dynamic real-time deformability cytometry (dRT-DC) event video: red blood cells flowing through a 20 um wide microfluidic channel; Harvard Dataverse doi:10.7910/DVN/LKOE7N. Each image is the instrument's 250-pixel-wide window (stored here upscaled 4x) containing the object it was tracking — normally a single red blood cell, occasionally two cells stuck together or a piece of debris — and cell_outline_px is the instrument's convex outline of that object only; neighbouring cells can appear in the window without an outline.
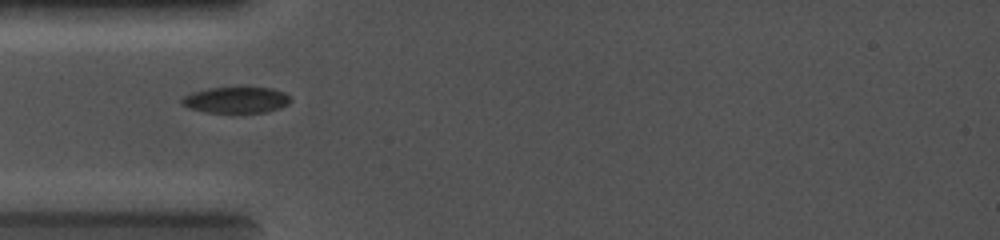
{"species": "common noctule bat (a hibernating species)", "species_latin": "Nyctalus noctula", "temperature_condition": "cold", "stored_images_in_passage": 28, "camera_frame_rate_fps": 5000, "um_per_image_px": 0.085, "animal": {"sex": "female", "body_mass_g": 19.0, "forearm_length_mm": 56.7}, "frame": {"image": 1, "passage_image": 1, "time_ms": 0.0, "image_size_px": [1000, 240], "cell_outline_px": [[292, 100], [288, 104], [280, 108], [264, 112], [232, 116], [204, 112], [188, 108], [180, 104], [180, 100], [184, 96], [192, 92], [208, 88], [272, 88], [284, 92]], "centroid_in_image_um": [20.03, 8.56], "position_along_channel_um": 65.0, "area_um2": 17.34}}
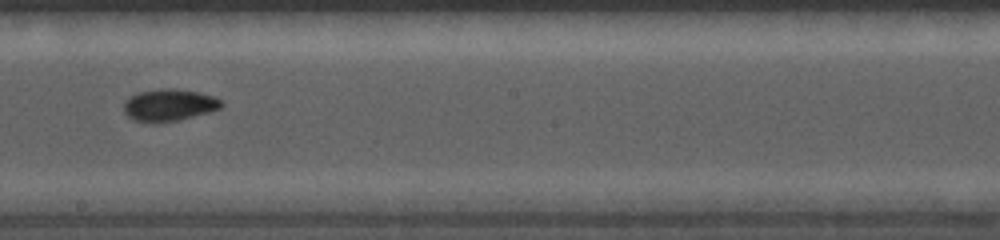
{"frame": {"image": 2, "passage_image": 11, "time_ms": 3.6, "image_size_px": [1000, 240], "cell_outline_px": [[224, 104], [220, 108], [208, 112], [180, 120], [156, 124], [132, 120], [124, 112], [124, 100], [136, 92], [160, 88], [176, 88], [200, 92], [216, 96]], "centroid_in_image_um": [14.35, 8.93], "position_along_channel_um": 233.9, "area_um2": 18.73}}
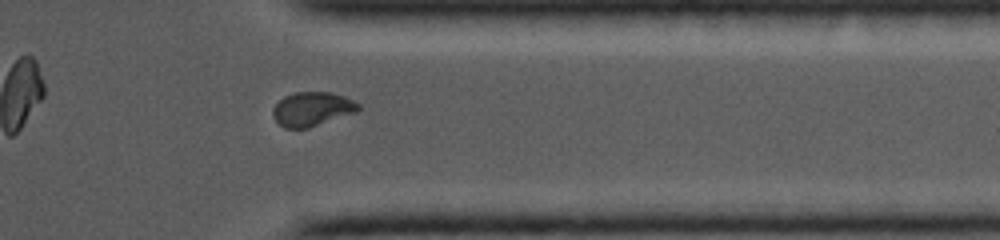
{"frame": {"image": 3, "passage_image": 19, "time_ms": 6.8, "image_size_px": [1000, 240], "cell_outline_px": [[360, 108], [356, 112], [308, 128], [284, 128], [272, 116], [272, 108], [284, 96], [296, 92], [332, 92], [344, 96], [360, 104]], "centroid_in_image_um": [26.52, 9.26], "position_along_channel_um": 384.9, "area_um2": 16.94}}